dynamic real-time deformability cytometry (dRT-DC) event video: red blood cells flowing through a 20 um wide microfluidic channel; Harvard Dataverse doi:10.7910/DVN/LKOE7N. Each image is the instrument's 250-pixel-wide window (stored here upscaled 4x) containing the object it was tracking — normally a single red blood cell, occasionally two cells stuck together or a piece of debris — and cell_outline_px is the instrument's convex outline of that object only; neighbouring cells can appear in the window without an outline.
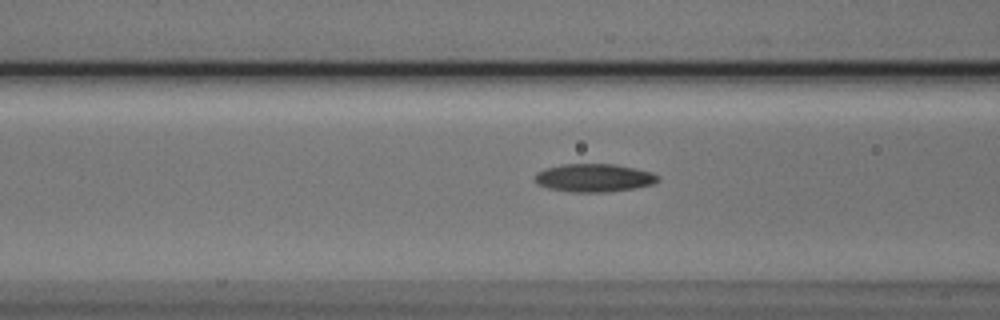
{"species": "Egyptian fruit bat (a non-hibernating species)", "species_latin": "Rousettus aegyptiacus", "temperature_condition": "cold", "stored_images_in_passage": 12, "camera_frame_rate_fps": 3000, "um_per_image_px": 0.085, "animal": {"sex": "male"}, "frame": {"image": 1, "passage_image": 6, "time_ms": 1.667, "image_size_px": [1000, 320], "cell_outline_px": [[660, 180], [652, 184], [632, 188], [604, 192], [572, 192], [548, 188], [536, 184], [536, 172], [544, 168], [564, 164], [612, 164], [652, 172]], "centroid_in_image_um": [50.44, 15.11], "position_along_channel_um": 116.2, "area_um2": 19.88}}
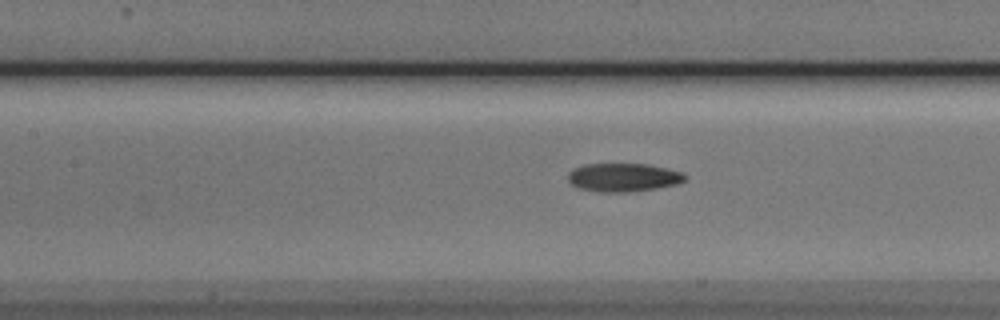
{"frame": {"image": 2, "passage_image": 9, "time_ms": 2.667, "image_size_px": [1000, 320], "cell_outline_px": [[684, 180], [672, 184], [656, 188], [624, 192], [600, 192], [580, 188], [572, 184], [568, 180], [568, 172], [572, 168], [584, 164], [648, 164], [680, 172], [684, 176]], "centroid_in_image_um": [52.88, 15.07], "position_along_channel_um": 154.5, "area_um2": 18.96}}